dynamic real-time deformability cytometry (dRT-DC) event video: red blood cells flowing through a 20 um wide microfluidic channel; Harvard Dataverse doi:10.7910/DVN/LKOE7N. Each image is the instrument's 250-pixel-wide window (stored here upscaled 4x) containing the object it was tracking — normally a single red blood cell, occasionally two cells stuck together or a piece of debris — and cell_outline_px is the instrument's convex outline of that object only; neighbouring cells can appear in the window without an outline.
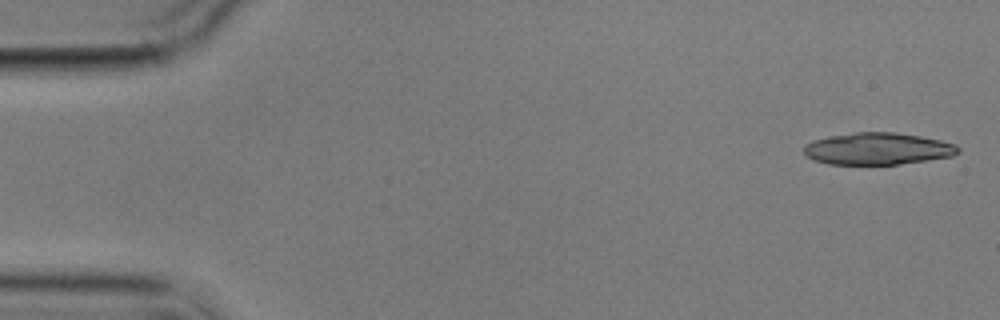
{"species": "common noctule bat (a hibernating species)", "species_latin": "Nyctalus noctula", "temperature_condition": "cold", "stored_images_in_passage": 5, "camera_frame_rate_fps": 3000, "um_per_image_px": 0.085, "animal": {"sex": "male", "body_mass_g": 17.9}, "frame": {"image": 1, "passage_image": 1, "time_ms": 0.0, "image_size_px": [1000, 320], "cell_outline_px": [[960, 152], [952, 156], [900, 164], [828, 164], [816, 160], [808, 156], [804, 152], [804, 144], [812, 140], [828, 136], [856, 132], [892, 132], [920, 136], [940, 140], [956, 144], [960, 148]], "centroid_in_image_um": [74.61, 12.63], "position_along_channel_um": 10.4, "area_um2": 28.67}}